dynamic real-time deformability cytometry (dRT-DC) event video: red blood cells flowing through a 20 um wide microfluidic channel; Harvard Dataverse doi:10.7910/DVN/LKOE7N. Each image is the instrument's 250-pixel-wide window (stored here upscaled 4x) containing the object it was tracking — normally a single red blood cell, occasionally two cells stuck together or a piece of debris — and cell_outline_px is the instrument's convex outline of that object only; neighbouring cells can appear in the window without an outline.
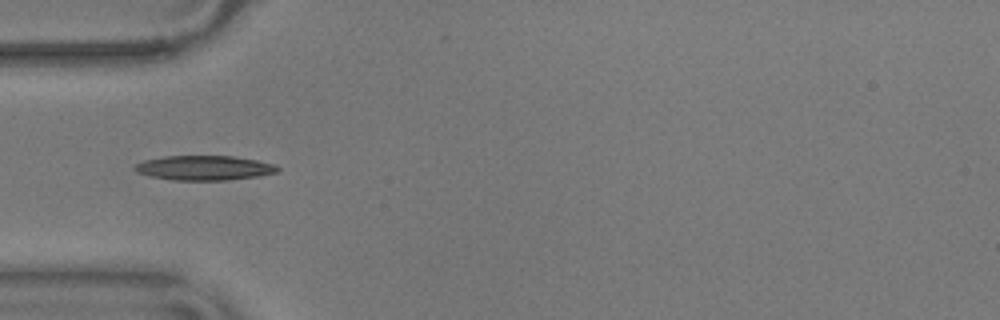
{"species": "common noctule bat (a hibernating species)", "species_latin": "Nyctalus noctula", "temperature_condition": "warm", "stored_images_in_passage": 35, "camera_frame_rate_fps": 3000, "um_per_image_px": 0.085, "animal": {"sex": "male", "body_mass_g": 17.9}, "frame": {"image": 1, "passage_image": 1, "time_ms": 0.0, "image_size_px": [1000, 320], "cell_outline_px": [[280, 168], [276, 172], [260, 176], [224, 180], [176, 180], [152, 176], [136, 172], [132, 168], [136, 164], [144, 160], [164, 156], [232, 156], [256, 160], [276, 164]], "centroid_in_image_um": [17.37, 14.26], "position_along_channel_um": 67.6, "area_um2": 20.4}, "authors_computed_cell_mechanics": {"area_um2": 18.785, "velocity_mm_per_s": 3.6041, "shape_relaxation_time_tau1_ms": null, "shape_relaxation_time_tau2_ms": 2.9186, "deformation_change_tau1": null, "deformation_change_tau2": 0.121}}